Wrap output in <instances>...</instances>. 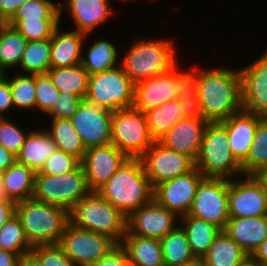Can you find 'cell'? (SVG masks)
<instances>
[{"mask_svg": "<svg viewBox=\"0 0 267 266\" xmlns=\"http://www.w3.org/2000/svg\"><path fill=\"white\" fill-rule=\"evenodd\" d=\"M201 117L207 123L223 122L242 110L239 69L197 68Z\"/></svg>", "mask_w": 267, "mask_h": 266, "instance_id": "obj_1", "label": "cell"}, {"mask_svg": "<svg viewBox=\"0 0 267 266\" xmlns=\"http://www.w3.org/2000/svg\"><path fill=\"white\" fill-rule=\"evenodd\" d=\"M97 192L127 218L153 199L140 158H128Z\"/></svg>", "mask_w": 267, "mask_h": 266, "instance_id": "obj_2", "label": "cell"}, {"mask_svg": "<svg viewBox=\"0 0 267 266\" xmlns=\"http://www.w3.org/2000/svg\"><path fill=\"white\" fill-rule=\"evenodd\" d=\"M135 39L120 62L134 84L164 74L178 64L174 39Z\"/></svg>", "mask_w": 267, "mask_h": 266, "instance_id": "obj_3", "label": "cell"}, {"mask_svg": "<svg viewBox=\"0 0 267 266\" xmlns=\"http://www.w3.org/2000/svg\"><path fill=\"white\" fill-rule=\"evenodd\" d=\"M15 214L30 246L59 243L69 222V212L33 198L16 202Z\"/></svg>", "mask_w": 267, "mask_h": 266, "instance_id": "obj_4", "label": "cell"}, {"mask_svg": "<svg viewBox=\"0 0 267 266\" xmlns=\"http://www.w3.org/2000/svg\"><path fill=\"white\" fill-rule=\"evenodd\" d=\"M69 222L78 228L110 236L118 244L127 231V217L98 192H90L74 205L69 212Z\"/></svg>", "mask_w": 267, "mask_h": 266, "instance_id": "obj_5", "label": "cell"}, {"mask_svg": "<svg viewBox=\"0 0 267 266\" xmlns=\"http://www.w3.org/2000/svg\"><path fill=\"white\" fill-rule=\"evenodd\" d=\"M195 167L204 177L233 179L243 176L241 164L230 150L226 127L207 123Z\"/></svg>", "mask_w": 267, "mask_h": 266, "instance_id": "obj_6", "label": "cell"}, {"mask_svg": "<svg viewBox=\"0 0 267 266\" xmlns=\"http://www.w3.org/2000/svg\"><path fill=\"white\" fill-rule=\"evenodd\" d=\"M90 192L85 172L80 165L72 172L60 175L36 173L32 198L70 212Z\"/></svg>", "mask_w": 267, "mask_h": 266, "instance_id": "obj_7", "label": "cell"}, {"mask_svg": "<svg viewBox=\"0 0 267 266\" xmlns=\"http://www.w3.org/2000/svg\"><path fill=\"white\" fill-rule=\"evenodd\" d=\"M154 142L145 113L133 107L113 111L110 144L128 158H140Z\"/></svg>", "mask_w": 267, "mask_h": 266, "instance_id": "obj_8", "label": "cell"}, {"mask_svg": "<svg viewBox=\"0 0 267 266\" xmlns=\"http://www.w3.org/2000/svg\"><path fill=\"white\" fill-rule=\"evenodd\" d=\"M87 101L110 111L130 108L134 83L121 66L89 75Z\"/></svg>", "mask_w": 267, "mask_h": 266, "instance_id": "obj_9", "label": "cell"}, {"mask_svg": "<svg viewBox=\"0 0 267 266\" xmlns=\"http://www.w3.org/2000/svg\"><path fill=\"white\" fill-rule=\"evenodd\" d=\"M58 244L77 266L92 265L118 245L110 236L78 228L70 222Z\"/></svg>", "mask_w": 267, "mask_h": 266, "instance_id": "obj_10", "label": "cell"}, {"mask_svg": "<svg viewBox=\"0 0 267 266\" xmlns=\"http://www.w3.org/2000/svg\"><path fill=\"white\" fill-rule=\"evenodd\" d=\"M229 179L204 177L187 215L205 220L223 230L229 220Z\"/></svg>", "mask_w": 267, "mask_h": 266, "instance_id": "obj_11", "label": "cell"}, {"mask_svg": "<svg viewBox=\"0 0 267 266\" xmlns=\"http://www.w3.org/2000/svg\"><path fill=\"white\" fill-rule=\"evenodd\" d=\"M140 160L152 188L161 182L184 175L195 167L190 157L167 148L159 141H155Z\"/></svg>", "mask_w": 267, "mask_h": 266, "instance_id": "obj_12", "label": "cell"}, {"mask_svg": "<svg viewBox=\"0 0 267 266\" xmlns=\"http://www.w3.org/2000/svg\"><path fill=\"white\" fill-rule=\"evenodd\" d=\"M228 207L230 217L266 216L267 192L253 175L229 179Z\"/></svg>", "mask_w": 267, "mask_h": 266, "instance_id": "obj_13", "label": "cell"}, {"mask_svg": "<svg viewBox=\"0 0 267 266\" xmlns=\"http://www.w3.org/2000/svg\"><path fill=\"white\" fill-rule=\"evenodd\" d=\"M204 175L194 167L188 173L161 182L153 188V199L179 218L188 214Z\"/></svg>", "mask_w": 267, "mask_h": 266, "instance_id": "obj_14", "label": "cell"}, {"mask_svg": "<svg viewBox=\"0 0 267 266\" xmlns=\"http://www.w3.org/2000/svg\"><path fill=\"white\" fill-rule=\"evenodd\" d=\"M112 113L86 99L82 100L70 120L86 149L110 144Z\"/></svg>", "mask_w": 267, "mask_h": 266, "instance_id": "obj_15", "label": "cell"}, {"mask_svg": "<svg viewBox=\"0 0 267 266\" xmlns=\"http://www.w3.org/2000/svg\"><path fill=\"white\" fill-rule=\"evenodd\" d=\"M127 159L128 157L112 144L87 148L81 165L89 190L97 192Z\"/></svg>", "mask_w": 267, "mask_h": 266, "instance_id": "obj_16", "label": "cell"}, {"mask_svg": "<svg viewBox=\"0 0 267 266\" xmlns=\"http://www.w3.org/2000/svg\"><path fill=\"white\" fill-rule=\"evenodd\" d=\"M180 224V218L154 199L127 218V230L141 237L163 238Z\"/></svg>", "mask_w": 267, "mask_h": 266, "instance_id": "obj_17", "label": "cell"}, {"mask_svg": "<svg viewBox=\"0 0 267 266\" xmlns=\"http://www.w3.org/2000/svg\"><path fill=\"white\" fill-rule=\"evenodd\" d=\"M239 74L242 109L267 118V50Z\"/></svg>", "mask_w": 267, "mask_h": 266, "instance_id": "obj_18", "label": "cell"}, {"mask_svg": "<svg viewBox=\"0 0 267 266\" xmlns=\"http://www.w3.org/2000/svg\"><path fill=\"white\" fill-rule=\"evenodd\" d=\"M178 64L164 74L134 84L132 107L145 113L178 99Z\"/></svg>", "mask_w": 267, "mask_h": 266, "instance_id": "obj_19", "label": "cell"}, {"mask_svg": "<svg viewBox=\"0 0 267 266\" xmlns=\"http://www.w3.org/2000/svg\"><path fill=\"white\" fill-rule=\"evenodd\" d=\"M62 2L64 4H59L60 19L66 10L75 25L72 29L84 34H91L113 15L110 0H63Z\"/></svg>", "mask_w": 267, "mask_h": 266, "instance_id": "obj_20", "label": "cell"}, {"mask_svg": "<svg viewBox=\"0 0 267 266\" xmlns=\"http://www.w3.org/2000/svg\"><path fill=\"white\" fill-rule=\"evenodd\" d=\"M206 124L202 117L181 119L158 141L167 148L187 155L195 162Z\"/></svg>", "mask_w": 267, "mask_h": 266, "instance_id": "obj_21", "label": "cell"}, {"mask_svg": "<svg viewBox=\"0 0 267 266\" xmlns=\"http://www.w3.org/2000/svg\"><path fill=\"white\" fill-rule=\"evenodd\" d=\"M263 119L258 114L242 109L221 122L226 127L232 155L240 164L247 158L255 131Z\"/></svg>", "mask_w": 267, "mask_h": 266, "instance_id": "obj_22", "label": "cell"}, {"mask_svg": "<svg viewBox=\"0 0 267 266\" xmlns=\"http://www.w3.org/2000/svg\"><path fill=\"white\" fill-rule=\"evenodd\" d=\"M61 24L51 38L50 68L73 66L82 62L85 40L90 34L73 30L64 31ZM63 30V31H62Z\"/></svg>", "mask_w": 267, "mask_h": 266, "instance_id": "obj_23", "label": "cell"}, {"mask_svg": "<svg viewBox=\"0 0 267 266\" xmlns=\"http://www.w3.org/2000/svg\"><path fill=\"white\" fill-rule=\"evenodd\" d=\"M223 230L250 256L267 238V215L230 217Z\"/></svg>", "mask_w": 267, "mask_h": 266, "instance_id": "obj_24", "label": "cell"}, {"mask_svg": "<svg viewBox=\"0 0 267 266\" xmlns=\"http://www.w3.org/2000/svg\"><path fill=\"white\" fill-rule=\"evenodd\" d=\"M120 245L125 249L131 266H164L158 238L141 237L127 230Z\"/></svg>", "mask_w": 267, "mask_h": 266, "instance_id": "obj_25", "label": "cell"}, {"mask_svg": "<svg viewBox=\"0 0 267 266\" xmlns=\"http://www.w3.org/2000/svg\"><path fill=\"white\" fill-rule=\"evenodd\" d=\"M56 149V144L45 127L40 130H31L16 155V161L38 172Z\"/></svg>", "mask_w": 267, "mask_h": 266, "instance_id": "obj_26", "label": "cell"}, {"mask_svg": "<svg viewBox=\"0 0 267 266\" xmlns=\"http://www.w3.org/2000/svg\"><path fill=\"white\" fill-rule=\"evenodd\" d=\"M36 172L27 166L13 163L6 171L1 173L4 193L8 199L15 203L30 199L34 192Z\"/></svg>", "mask_w": 267, "mask_h": 266, "instance_id": "obj_27", "label": "cell"}, {"mask_svg": "<svg viewBox=\"0 0 267 266\" xmlns=\"http://www.w3.org/2000/svg\"><path fill=\"white\" fill-rule=\"evenodd\" d=\"M248 259L249 255L221 230L201 260L205 266H241Z\"/></svg>", "mask_w": 267, "mask_h": 266, "instance_id": "obj_28", "label": "cell"}, {"mask_svg": "<svg viewBox=\"0 0 267 266\" xmlns=\"http://www.w3.org/2000/svg\"><path fill=\"white\" fill-rule=\"evenodd\" d=\"M180 225L186 231L190 248L198 260L208 253L215 236L221 231L212 223L193 216L180 217Z\"/></svg>", "mask_w": 267, "mask_h": 266, "instance_id": "obj_29", "label": "cell"}, {"mask_svg": "<svg viewBox=\"0 0 267 266\" xmlns=\"http://www.w3.org/2000/svg\"><path fill=\"white\" fill-rule=\"evenodd\" d=\"M160 241L164 266H185L198 260L190 248L186 231L180 224Z\"/></svg>", "mask_w": 267, "mask_h": 266, "instance_id": "obj_30", "label": "cell"}, {"mask_svg": "<svg viewBox=\"0 0 267 266\" xmlns=\"http://www.w3.org/2000/svg\"><path fill=\"white\" fill-rule=\"evenodd\" d=\"M27 40L14 26L0 24V71L4 74L18 69Z\"/></svg>", "mask_w": 267, "mask_h": 266, "instance_id": "obj_31", "label": "cell"}, {"mask_svg": "<svg viewBox=\"0 0 267 266\" xmlns=\"http://www.w3.org/2000/svg\"><path fill=\"white\" fill-rule=\"evenodd\" d=\"M145 116L149 133L155 141H158L170 128L185 118L183 106L179 99L146 111Z\"/></svg>", "mask_w": 267, "mask_h": 266, "instance_id": "obj_32", "label": "cell"}, {"mask_svg": "<svg viewBox=\"0 0 267 266\" xmlns=\"http://www.w3.org/2000/svg\"><path fill=\"white\" fill-rule=\"evenodd\" d=\"M47 73L59 92L66 91L81 99L86 98L89 74L81 63L62 68H50Z\"/></svg>", "mask_w": 267, "mask_h": 266, "instance_id": "obj_33", "label": "cell"}, {"mask_svg": "<svg viewBox=\"0 0 267 266\" xmlns=\"http://www.w3.org/2000/svg\"><path fill=\"white\" fill-rule=\"evenodd\" d=\"M118 53L114 43L107 41V39L96 40L89 46L86 55L83 51L81 64L89 75L104 72L120 66Z\"/></svg>", "mask_w": 267, "mask_h": 266, "instance_id": "obj_34", "label": "cell"}, {"mask_svg": "<svg viewBox=\"0 0 267 266\" xmlns=\"http://www.w3.org/2000/svg\"><path fill=\"white\" fill-rule=\"evenodd\" d=\"M45 130L52 137L57 149L83 159L87 149L70 119H51L50 128Z\"/></svg>", "mask_w": 267, "mask_h": 266, "instance_id": "obj_35", "label": "cell"}, {"mask_svg": "<svg viewBox=\"0 0 267 266\" xmlns=\"http://www.w3.org/2000/svg\"><path fill=\"white\" fill-rule=\"evenodd\" d=\"M51 39L28 41L17 70L24 74H44L50 69Z\"/></svg>", "mask_w": 267, "mask_h": 266, "instance_id": "obj_36", "label": "cell"}, {"mask_svg": "<svg viewBox=\"0 0 267 266\" xmlns=\"http://www.w3.org/2000/svg\"><path fill=\"white\" fill-rule=\"evenodd\" d=\"M10 73H4L3 76L9 81L12 101L16 112L18 110H35L36 94H35V74L17 73L10 76ZM11 78H10V77Z\"/></svg>", "mask_w": 267, "mask_h": 266, "instance_id": "obj_37", "label": "cell"}, {"mask_svg": "<svg viewBox=\"0 0 267 266\" xmlns=\"http://www.w3.org/2000/svg\"><path fill=\"white\" fill-rule=\"evenodd\" d=\"M0 249L20 256L29 254L32 250L16 214H13L0 229Z\"/></svg>", "mask_w": 267, "mask_h": 266, "instance_id": "obj_38", "label": "cell"}, {"mask_svg": "<svg viewBox=\"0 0 267 266\" xmlns=\"http://www.w3.org/2000/svg\"><path fill=\"white\" fill-rule=\"evenodd\" d=\"M264 166H267V118L258 124L248 156L241 163L243 175H253Z\"/></svg>", "mask_w": 267, "mask_h": 266, "instance_id": "obj_39", "label": "cell"}, {"mask_svg": "<svg viewBox=\"0 0 267 266\" xmlns=\"http://www.w3.org/2000/svg\"><path fill=\"white\" fill-rule=\"evenodd\" d=\"M61 19H10L7 23L21 33L27 41L51 39Z\"/></svg>", "mask_w": 267, "mask_h": 266, "instance_id": "obj_40", "label": "cell"}, {"mask_svg": "<svg viewBox=\"0 0 267 266\" xmlns=\"http://www.w3.org/2000/svg\"><path fill=\"white\" fill-rule=\"evenodd\" d=\"M59 4L54 0H29L11 19H60Z\"/></svg>", "mask_w": 267, "mask_h": 266, "instance_id": "obj_41", "label": "cell"}, {"mask_svg": "<svg viewBox=\"0 0 267 266\" xmlns=\"http://www.w3.org/2000/svg\"><path fill=\"white\" fill-rule=\"evenodd\" d=\"M35 94H36V111L47 114L55 100L59 96L58 89L54 86L52 78L48 73L35 74Z\"/></svg>", "mask_w": 267, "mask_h": 266, "instance_id": "obj_42", "label": "cell"}, {"mask_svg": "<svg viewBox=\"0 0 267 266\" xmlns=\"http://www.w3.org/2000/svg\"><path fill=\"white\" fill-rule=\"evenodd\" d=\"M23 126L17 125L7 117H0V144L13 154L17 155L25 142L31 129L22 130Z\"/></svg>", "mask_w": 267, "mask_h": 266, "instance_id": "obj_43", "label": "cell"}, {"mask_svg": "<svg viewBox=\"0 0 267 266\" xmlns=\"http://www.w3.org/2000/svg\"><path fill=\"white\" fill-rule=\"evenodd\" d=\"M81 165V160L76 156L56 149L44 162L41 169L36 173L46 175H60L72 172Z\"/></svg>", "mask_w": 267, "mask_h": 266, "instance_id": "obj_44", "label": "cell"}, {"mask_svg": "<svg viewBox=\"0 0 267 266\" xmlns=\"http://www.w3.org/2000/svg\"><path fill=\"white\" fill-rule=\"evenodd\" d=\"M30 253L41 266H77L66 256L58 243L35 246Z\"/></svg>", "mask_w": 267, "mask_h": 266, "instance_id": "obj_45", "label": "cell"}, {"mask_svg": "<svg viewBox=\"0 0 267 266\" xmlns=\"http://www.w3.org/2000/svg\"><path fill=\"white\" fill-rule=\"evenodd\" d=\"M83 99L69 92H60L51 110L46 114L50 119H70L78 110Z\"/></svg>", "mask_w": 267, "mask_h": 266, "instance_id": "obj_46", "label": "cell"}, {"mask_svg": "<svg viewBox=\"0 0 267 266\" xmlns=\"http://www.w3.org/2000/svg\"><path fill=\"white\" fill-rule=\"evenodd\" d=\"M197 68L181 70L178 64V98L198 95Z\"/></svg>", "mask_w": 267, "mask_h": 266, "instance_id": "obj_47", "label": "cell"}, {"mask_svg": "<svg viewBox=\"0 0 267 266\" xmlns=\"http://www.w3.org/2000/svg\"><path fill=\"white\" fill-rule=\"evenodd\" d=\"M90 266H131L125 249L118 244L107 255Z\"/></svg>", "mask_w": 267, "mask_h": 266, "instance_id": "obj_48", "label": "cell"}, {"mask_svg": "<svg viewBox=\"0 0 267 266\" xmlns=\"http://www.w3.org/2000/svg\"><path fill=\"white\" fill-rule=\"evenodd\" d=\"M10 109L15 110L12 95L10 91L9 81L4 77H0V117H6ZM6 114V115H5Z\"/></svg>", "mask_w": 267, "mask_h": 266, "instance_id": "obj_49", "label": "cell"}, {"mask_svg": "<svg viewBox=\"0 0 267 266\" xmlns=\"http://www.w3.org/2000/svg\"><path fill=\"white\" fill-rule=\"evenodd\" d=\"M178 99L183 106V112L185 118L201 117L198 95L179 97Z\"/></svg>", "mask_w": 267, "mask_h": 266, "instance_id": "obj_50", "label": "cell"}, {"mask_svg": "<svg viewBox=\"0 0 267 266\" xmlns=\"http://www.w3.org/2000/svg\"><path fill=\"white\" fill-rule=\"evenodd\" d=\"M29 0H0V19L7 23L17 10Z\"/></svg>", "mask_w": 267, "mask_h": 266, "instance_id": "obj_51", "label": "cell"}, {"mask_svg": "<svg viewBox=\"0 0 267 266\" xmlns=\"http://www.w3.org/2000/svg\"><path fill=\"white\" fill-rule=\"evenodd\" d=\"M15 202L8 198H0V229L15 214Z\"/></svg>", "mask_w": 267, "mask_h": 266, "instance_id": "obj_52", "label": "cell"}, {"mask_svg": "<svg viewBox=\"0 0 267 266\" xmlns=\"http://www.w3.org/2000/svg\"><path fill=\"white\" fill-rule=\"evenodd\" d=\"M249 258L258 266H267V238L253 251Z\"/></svg>", "mask_w": 267, "mask_h": 266, "instance_id": "obj_53", "label": "cell"}, {"mask_svg": "<svg viewBox=\"0 0 267 266\" xmlns=\"http://www.w3.org/2000/svg\"><path fill=\"white\" fill-rule=\"evenodd\" d=\"M16 162V155L0 144V173L6 171Z\"/></svg>", "mask_w": 267, "mask_h": 266, "instance_id": "obj_54", "label": "cell"}, {"mask_svg": "<svg viewBox=\"0 0 267 266\" xmlns=\"http://www.w3.org/2000/svg\"><path fill=\"white\" fill-rule=\"evenodd\" d=\"M20 258L16 253L0 249V266H18Z\"/></svg>", "mask_w": 267, "mask_h": 266, "instance_id": "obj_55", "label": "cell"}, {"mask_svg": "<svg viewBox=\"0 0 267 266\" xmlns=\"http://www.w3.org/2000/svg\"><path fill=\"white\" fill-rule=\"evenodd\" d=\"M253 176L267 192V166L261 167Z\"/></svg>", "mask_w": 267, "mask_h": 266, "instance_id": "obj_56", "label": "cell"}, {"mask_svg": "<svg viewBox=\"0 0 267 266\" xmlns=\"http://www.w3.org/2000/svg\"><path fill=\"white\" fill-rule=\"evenodd\" d=\"M18 266H41V264L31 253H29L21 256Z\"/></svg>", "mask_w": 267, "mask_h": 266, "instance_id": "obj_57", "label": "cell"}, {"mask_svg": "<svg viewBox=\"0 0 267 266\" xmlns=\"http://www.w3.org/2000/svg\"><path fill=\"white\" fill-rule=\"evenodd\" d=\"M0 198H7L2 186L1 173H0Z\"/></svg>", "mask_w": 267, "mask_h": 266, "instance_id": "obj_58", "label": "cell"}, {"mask_svg": "<svg viewBox=\"0 0 267 266\" xmlns=\"http://www.w3.org/2000/svg\"><path fill=\"white\" fill-rule=\"evenodd\" d=\"M241 266H258L256 263H254L250 258L245 261Z\"/></svg>", "mask_w": 267, "mask_h": 266, "instance_id": "obj_59", "label": "cell"}, {"mask_svg": "<svg viewBox=\"0 0 267 266\" xmlns=\"http://www.w3.org/2000/svg\"><path fill=\"white\" fill-rule=\"evenodd\" d=\"M185 266H205V265H204L202 260H197L194 263L188 264V265H185Z\"/></svg>", "mask_w": 267, "mask_h": 266, "instance_id": "obj_60", "label": "cell"}]
</instances>
